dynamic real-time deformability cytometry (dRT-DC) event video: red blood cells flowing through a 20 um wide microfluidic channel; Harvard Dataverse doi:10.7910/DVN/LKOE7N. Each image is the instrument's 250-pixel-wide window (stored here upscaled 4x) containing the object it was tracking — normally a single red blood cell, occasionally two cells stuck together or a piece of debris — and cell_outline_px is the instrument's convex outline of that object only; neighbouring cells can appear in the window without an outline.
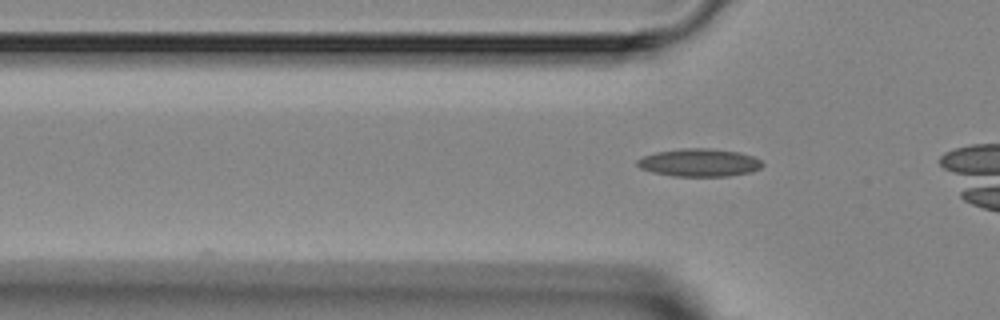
{"species": "Egyptian fruit bat (a non-hibernating species)", "species_latin": "Rousettus aegyptiacus", "temperature_condition": "room temperature", "stored_images_in_passage": 2, "camera_frame_rate_fps": 3000, "um_per_image_px": 0.085, "animal": {"sex": "female"}, "frame": {"image": 1, "passage_image": 2, "time_ms": 1.667, "image_size_px": [1000, 320], "cell_outline_px": [[764, 164], [760, 168], [752, 172], [728, 176], [672, 176], [652, 172], [640, 168], [636, 164], [636, 160], [644, 156], [656, 152], [680, 148], [712, 148], [740, 152], [752, 156], [760, 160]], "centroid_in_image_um": [59.44, 13.82], "position_along_channel_um": 66.4, "area_um2": 20.46}}